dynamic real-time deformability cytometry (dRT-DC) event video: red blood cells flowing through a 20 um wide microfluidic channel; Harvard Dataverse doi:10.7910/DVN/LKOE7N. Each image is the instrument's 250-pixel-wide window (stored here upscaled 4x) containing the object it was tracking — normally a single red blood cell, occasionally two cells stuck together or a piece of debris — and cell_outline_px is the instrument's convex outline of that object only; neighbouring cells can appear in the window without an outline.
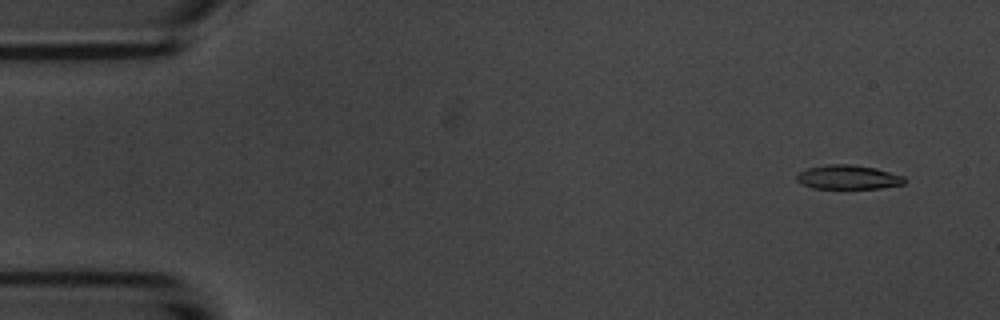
{"species": "common noctule bat (a hibernating species)", "species_latin": "Nyctalus noctula", "temperature_condition": "room temperature", "stored_images_in_passage": 16, "camera_frame_rate_fps": 3000, "um_per_image_px": 0.085, "animal": {"sex": "male", "body_mass_g": 20.1, "forearm_length_mm": 53.5}, "frame": {"image": 1, "passage_image": 2, "time_ms": 1.0, "image_size_px": [1000, 320], "cell_outline_px": [[908, 180], [904, 184], [880, 188], [812, 188], [796, 180], [796, 176], [800, 172], [808, 168], [828, 164], [852, 164], [876, 168], [904, 176]], "centroid_in_image_um": [72.14, 15.05], "position_along_channel_um": 12.9, "area_um2": 15.14}}
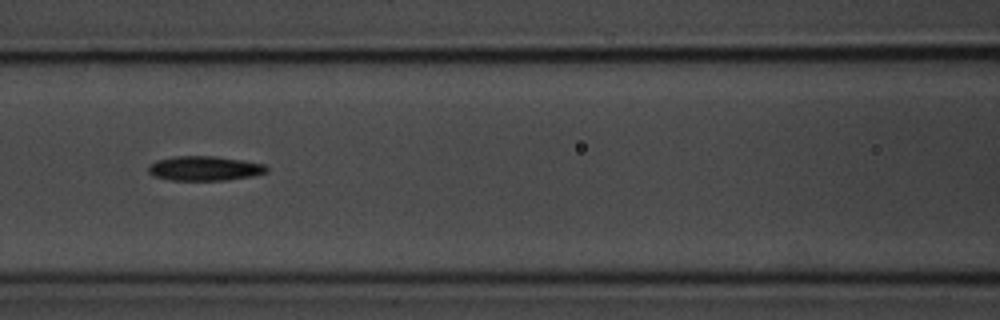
{"frame": {"image": 2, "passage_image": 7, "time_ms": 7.667, "image_size_px": [1000, 320], "cell_outline_px": [[268, 172], [252, 176], [224, 180], [168, 180], [152, 176], [148, 172], [148, 164], [156, 160], [176, 156], [212, 156], [244, 160], [264, 164], [268, 168]], "centroid_in_image_um": [17.35, 14.31], "position_along_channel_um": 149.2, "area_um2": 17.05}}
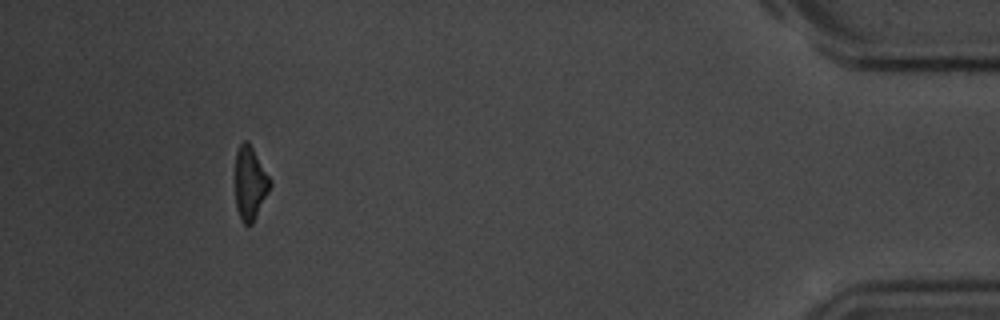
{"frame": {"image": 3, "passage_image": 14, "time_ms": 16.667, "image_size_px": [1000, 320], "cell_outline_px": [[272, 184], [252, 224], [244, 224], [240, 220], [236, 208], [236, 152], [240, 144], [244, 140], [248, 140], [272, 180]], "centroid_in_image_um": [21.26, 15.55], "position_along_channel_um": 413.9, "area_um2": 14.85}}